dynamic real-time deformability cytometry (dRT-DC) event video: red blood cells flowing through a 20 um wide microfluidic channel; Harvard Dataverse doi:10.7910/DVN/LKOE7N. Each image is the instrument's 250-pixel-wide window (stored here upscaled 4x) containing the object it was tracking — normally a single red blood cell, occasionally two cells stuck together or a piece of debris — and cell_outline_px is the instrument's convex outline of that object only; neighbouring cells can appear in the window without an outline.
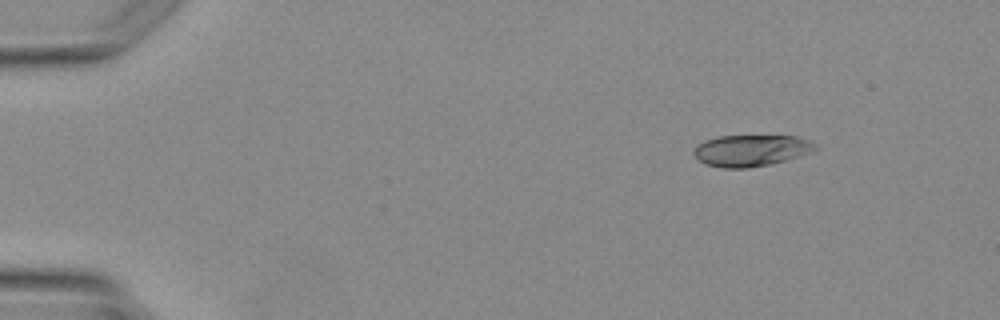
{"species": "Egyptian fruit bat (a non-hibernating species)", "species_latin": "Rousettus aegyptiacus", "temperature_condition": "warm", "stored_images_in_passage": 3, "camera_frame_rate_fps": 3000, "um_per_image_px": 0.085, "animal": {"sex": "female"}, "frame": {"image": 1, "passage_image": 2, "time_ms": 1.0, "image_size_px": [1000, 320], "cell_outline_px": [[820, 148], [772, 164], [748, 168], [720, 168], [704, 164], [692, 152], [704, 140], [720, 136], [800, 136], [812, 140]], "centroid_in_image_um": [63.86, 12.79], "position_along_channel_um": 21.1, "area_um2": 22.25}}